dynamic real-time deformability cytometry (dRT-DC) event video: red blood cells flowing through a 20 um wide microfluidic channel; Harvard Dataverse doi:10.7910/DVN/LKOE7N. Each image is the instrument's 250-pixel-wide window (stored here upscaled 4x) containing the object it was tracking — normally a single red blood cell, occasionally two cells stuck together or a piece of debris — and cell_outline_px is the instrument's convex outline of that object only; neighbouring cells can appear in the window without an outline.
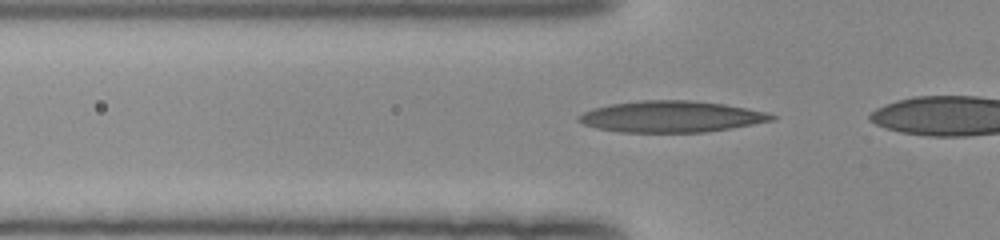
{"species": "human", "species_latin": "Homo sapiens", "temperature_condition": "room temperature", "stored_images_in_passage": 11, "camera_frame_rate_fps": 3000, "um_per_image_px": 0.085, "donor": {"sex": "female"}, "frame": {"image": 1, "passage_image": 2, "time_ms": 0.333, "image_size_px": [1000, 240], "cell_outline_px": [[776, 120], [732, 128], [704, 132], [620, 132], [596, 128], [584, 124], [576, 120], [576, 116], [592, 108], [608, 104], [640, 100], [692, 100], [724, 104], [748, 108], [764, 112], [776, 116]], "centroid_in_image_um": [57.03, 9.91], "position_along_channel_um": 68.8, "area_um2": 35.43}}
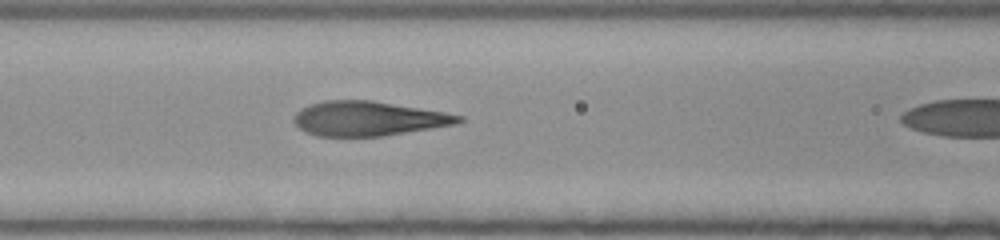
{"frame": {"image": 2, "passage_image": 7, "time_ms": 2.0, "image_size_px": [1000, 240], "cell_outline_px": [[464, 120], [456, 124], [384, 136], [316, 136], [304, 132], [292, 120], [292, 116], [300, 108], [308, 104], [324, 100], [372, 100], [444, 112], [464, 116]], "centroid_in_image_um": [31.26, 10.07], "position_along_channel_um": 135.3, "area_um2": 33.35}}
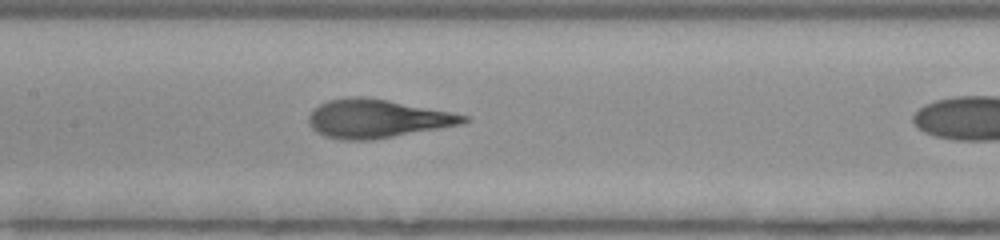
{"frame": {"image": 3, "passage_image": 10, "time_ms": 3.0, "image_size_px": [1000, 240], "cell_outline_px": [[468, 120], [464, 124], [372, 140], [340, 140], [324, 136], [316, 132], [308, 124], [308, 116], [320, 104], [328, 100], [352, 96], [360, 96], [388, 100], [468, 116]], "centroid_in_image_um": [32.01, 10.1], "position_along_channel_um": 175.4, "area_um2": 34.51}}